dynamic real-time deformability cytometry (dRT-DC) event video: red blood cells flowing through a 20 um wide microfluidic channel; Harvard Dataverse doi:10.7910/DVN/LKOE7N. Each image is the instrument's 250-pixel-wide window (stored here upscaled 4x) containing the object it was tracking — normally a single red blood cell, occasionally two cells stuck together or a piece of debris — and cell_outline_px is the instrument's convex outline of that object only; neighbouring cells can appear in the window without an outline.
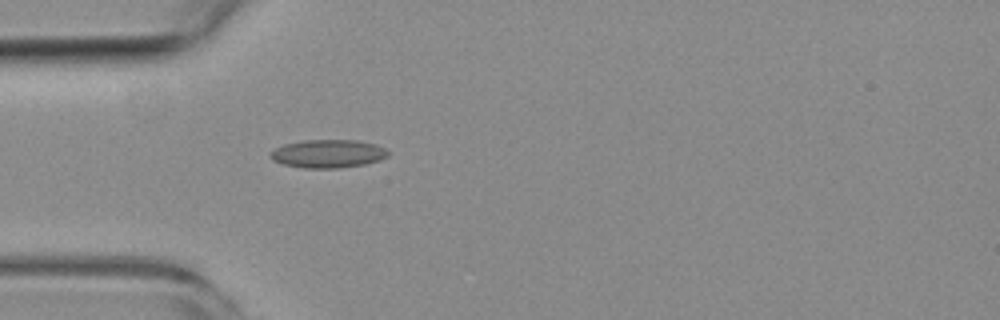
{"species": "common noctule bat (a hibernating species)", "species_latin": "Nyctalus noctula", "temperature_condition": "room temperature", "stored_images_in_passage": 4, "camera_frame_rate_fps": 3000, "um_per_image_px": 0.085, "animal": {"sex": "female", "body_mass_g": 19.3, "forearm_length_mm": 54.1}, "frame": {"image": 1, "passage_image": 4, "time_ms": 4.333, "image_size_px": [1000, 320], "cell_outline_px": [[388, 156], [380, 160], [364, 164], [340, 168], [304, 168], [284, 164], [272, 160], [268, 156], [276, 148], [284, 144], [304, 140], [356, 140], [376, 144], [384, 148], [388, 152]], "centroid_in_image_um": [27.88, 13.06], "position_along_channel_um": 57.1, "area_um2": 19.31}}